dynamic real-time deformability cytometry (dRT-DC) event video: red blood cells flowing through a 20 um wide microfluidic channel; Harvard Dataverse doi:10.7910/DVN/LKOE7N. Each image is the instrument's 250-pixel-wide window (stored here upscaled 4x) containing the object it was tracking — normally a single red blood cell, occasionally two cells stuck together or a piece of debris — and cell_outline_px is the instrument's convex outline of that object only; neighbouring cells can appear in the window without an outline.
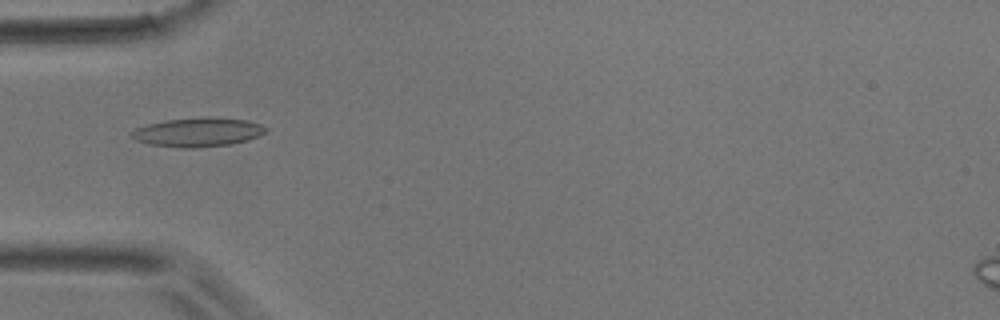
{"species": "common noctule bat (a hibernating species)", "species_latin": "Nyctalus noctula", "temperature_condition": "room temperature", "stored_images_in_passage": 46, "camera_frame_rate_fps": 3000, "um_per_image_px": 0.085, "animal": {"sex": "male", "body_mass_g": 17.9}, "frame": {"image": 1, "passage_image": 12, "time_ms": 3.667, "image_size_px": [1000, 320], "cell_outline_px": [[268, 132], [260, 136], [248, 140], [232, 144], [196, 148], [180, 148], [148, 144], [136, 140], [132, 136], [132, 132], [136, 128], [148, 124], [164, 120], [248, 120], [260, 124], [268, 128]], "centroid_in_image_um": [16.84, 11.29], "position_along_channel_um": 68.2, "area_um2": 21.79}}
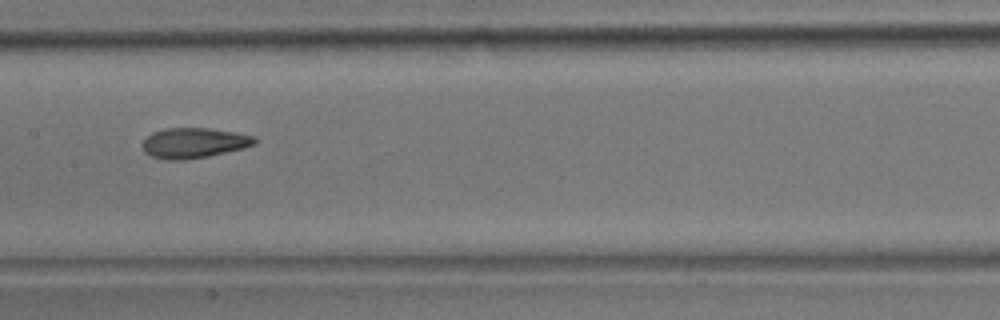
{"frame": {"image": 2, "passage_image": 21, "time_ms": 6.667, "image_size_px": [1000, 320], "cell_outline_px": [[256, 144], [244, 148], [208, 156], [184, 160], [164, 160], [152, 156], [144, 152], [140, 144], [152, 132], [164, 128], [208, 128], [236, 132], [256, 136]], "centroid_in_image_um": [16.47, 12.15], "position_along_channel_um": 190.9, "area_um2": 20.0}}
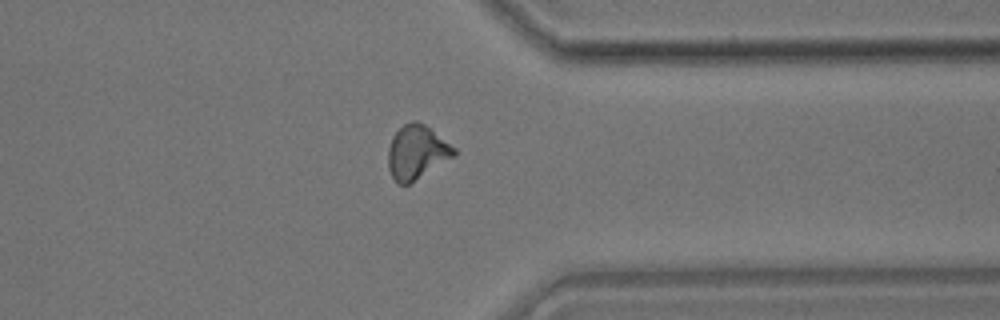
{"frame": {"image": 3, "passage_image": 35, "time_ms": 11.333, "image_size_px": [1000, 320], "cell_outline_px": [[456, 156], [408, 184], [400, 184], [392, 176], [388, 168], [388, 148], [392, 136], [404, 124], [412, 120], [416, 120], [424, 124], [456, 148]], "centroid_in_image_um": [35.43, 12.92], "position_along_channel_um": 376.0, "area_um2": 20.58}}